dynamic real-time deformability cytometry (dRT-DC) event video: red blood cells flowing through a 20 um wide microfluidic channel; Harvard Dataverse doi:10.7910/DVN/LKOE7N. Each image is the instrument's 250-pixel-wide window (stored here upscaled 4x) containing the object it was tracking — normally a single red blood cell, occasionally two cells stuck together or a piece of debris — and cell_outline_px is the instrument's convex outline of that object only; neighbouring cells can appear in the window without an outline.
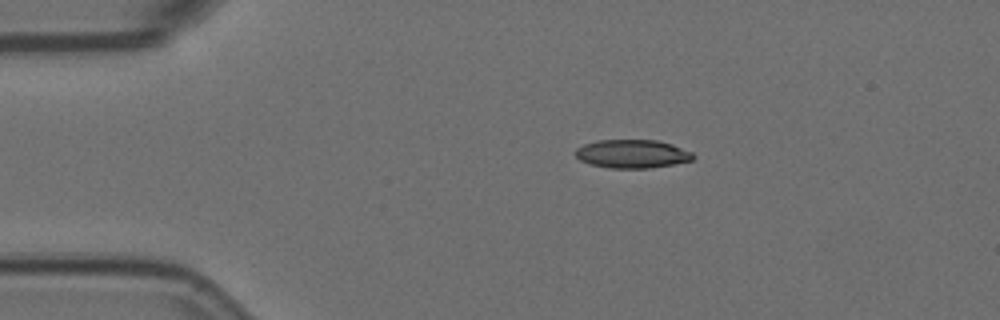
{"species": "Egyptian fruit bat (a non-hibernating species)", "species_latin": "Rousettus aegyptiacus", "temperature_condition": "room temperature", "stored_images_in_passage": 46, "camera_frame_rate_fps": 3000, "um_per_image_px": 0.085, "animal": {"sex": "female"}, "frame": {"image": 1, "passage_image": 1, "time_ms": 0.0, "image_size_px": [1000, 320], "cell_outline_px": [[696, 156], [692, 160], [672, 164], [648, 168], [612, 168], [592, 164], [580, 160], [576, 156], [576, 148], [584, 144], [596, 140], [656, 140], [672, 144], [692, 152]], "centroid_in_image_um": [53.75, 13.07], "position_along_channel_um": 31.3, "area_um2": 19.36}}
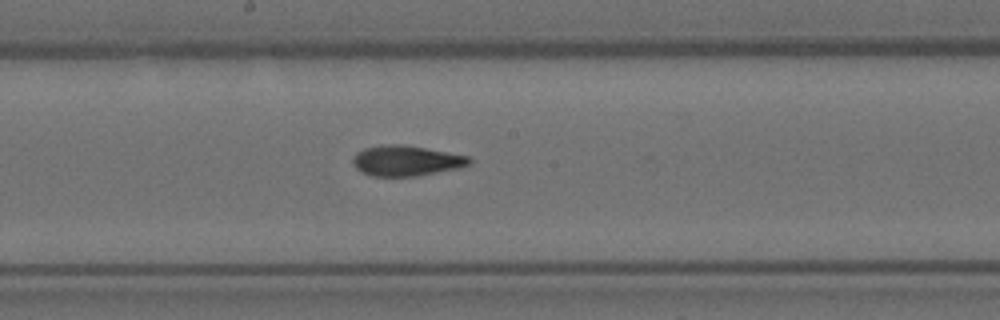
{"frame": {"image": 2, "passage_image": 20, "time_ms": 6.333, "image_size_px": [1000, 320], "cell_outline_px": [[472, 164], [456, 168], [416, 176], [372, 176], [356, 168], [352, 164], [352, 160], [356, 152], [364, 148], [380, 144], [400, 144], [424, 148], [468, 156], [472, 160]], "centroid_in_image_um": [34.49, 13.65], "position_along_channel_um": 213.7, "area_um2": 20.46}}
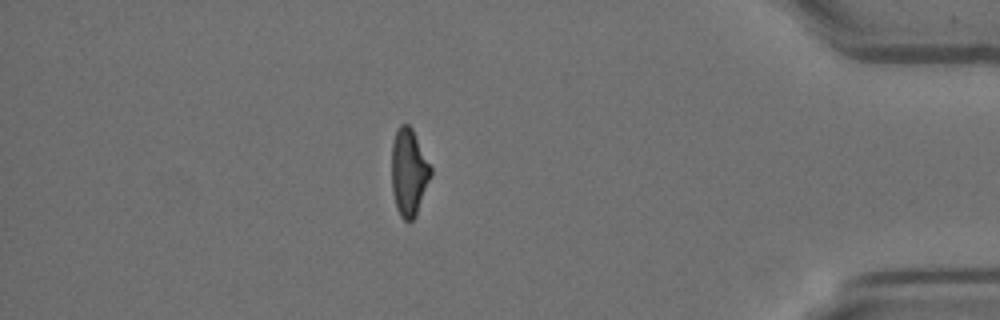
{"frame": {"image": 3, "passage_image": 39, "time_ms": 12.667, "image_size_px": [1000, 320], "cell_outline_px": [[432, 172], [416, 216], [412, 220], [404, 220], [400, 216], [396, 208], [392, 192], [392, 144], [396, 132], [400, 124], [408, 124], [412, 128], [432, 168]], "centroid_in_image_um": [34.75, 14.65], "position_along_channel_um": 400.5, "area_um2": 19.77}, "authors_computed_cell_mechanics": {"area_um2": 20.2589, "velocity_mm_per_s": 3.6045, "shape_relaxation_time_tau1_ms": 5.4217, "shape_relaxation_time_tau2_ms": 2.207, "deformation_change_tau1": 0.1961, "deformation_change_tau2": 0.1032}}